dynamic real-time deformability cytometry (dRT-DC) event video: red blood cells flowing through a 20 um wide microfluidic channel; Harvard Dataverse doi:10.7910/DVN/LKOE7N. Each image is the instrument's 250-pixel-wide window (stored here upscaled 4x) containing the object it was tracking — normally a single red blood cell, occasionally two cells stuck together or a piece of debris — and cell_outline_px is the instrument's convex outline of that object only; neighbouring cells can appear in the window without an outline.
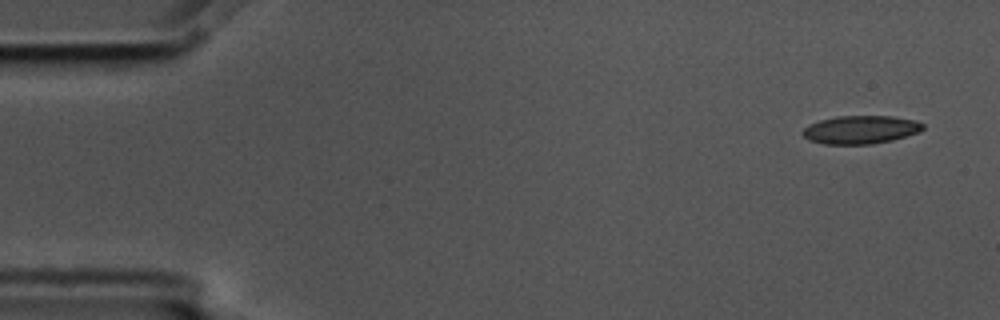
{"species": "common noctule bat (a hibernating species)", "species_latin": "Nyctalus noctula", "temperature_condition": "cold", "stored_images_in_passage": 9, "camera_frame_rate_fps": 3000, "um_per_image_px": 0.085, "animal": {"sex": "male", "body_mass_g": 17.5, "forearm_length_mm": 52.3}, "frame": {"image": 1, "passage_image": 1, "time_ms": 0.0, "image_size_px": [1000, 320], "cell_outline_px": [[924, 128], [920, 132], [892, 140], [872, 144], [824, 144], [808, 140], [800, 132], [808, 124], [820, 120], [836, 116], [892, 116], [916, 120], [924, 124]], "centroid_in_image_um": [73.14, 11.02], "position_along_channel_um": 11.9, "area_um2": 19.94}}
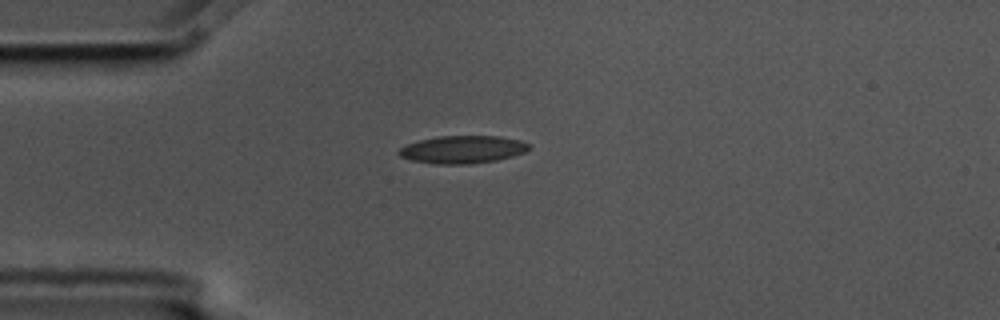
{"frame": {"image": 2, "passage_image": 4, "time_ms": 1.0, "image_size_px": [1000, 320], "cell_outline_px": [[528, 148], [524, 152], [512, 156], [496, 160], [468, 164], [436, 164], [412, 160], [400, 156], [396, 152], [400, 148], [408, 144], [420, 140], [436, 136], [500, 136], [520, 140], [528, 144]], "centroid_in_image_um": [39.29, 12.7], "position_along_channel_um": 45.7, "area_um2": 20.81}}